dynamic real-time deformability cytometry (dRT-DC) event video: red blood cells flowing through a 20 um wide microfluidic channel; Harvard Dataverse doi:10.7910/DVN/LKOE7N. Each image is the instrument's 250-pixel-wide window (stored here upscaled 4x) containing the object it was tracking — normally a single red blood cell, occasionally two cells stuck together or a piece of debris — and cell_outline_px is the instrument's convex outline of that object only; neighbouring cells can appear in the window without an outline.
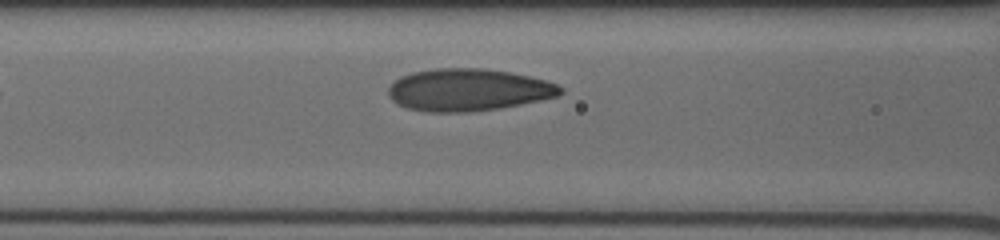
{"species": "human", "species_latin": "Homo sapiens", "temperature_condition": "cold", "stored_images_in_passage": 5, "segment_of_instrument_passage": [2, 2], "camera_frame_rate_fps": 3000, "um_per_image_px": 0.085, "donor": {"sex": "male"}, "frame": {"image": 1, "passage_image": 5, "time_ms": 1.333, "image_size_px": [1000, 240], "cell_outline_px": [[564, 92], [560, 96], [500, 108], [468, 112], [428, 112], [408, 108], [392, 100], [388, 96], [388, 88], [400, 76], [412, 72], [436, 68], [484, 68], [508, 72], [548, 80], [564, 88]], "centroid_in_image_um": [39.83, 7.64], "position_along_channel_um": 126.8, "area_um2": 42.43}}